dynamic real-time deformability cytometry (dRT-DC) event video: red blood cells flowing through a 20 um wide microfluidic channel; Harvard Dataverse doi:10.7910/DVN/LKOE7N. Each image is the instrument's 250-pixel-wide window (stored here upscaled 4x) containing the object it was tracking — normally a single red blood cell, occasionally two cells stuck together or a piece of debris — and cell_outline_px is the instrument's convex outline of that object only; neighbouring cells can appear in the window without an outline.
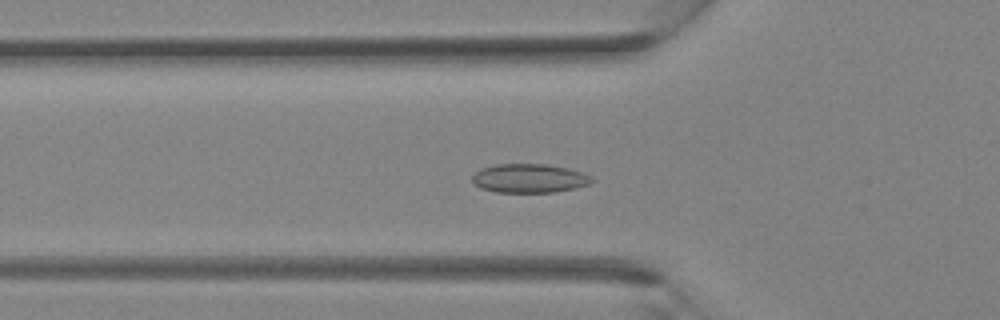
{"species": "Egyptian fruit bat (a non-hibernating species)", "species_latin": "Rousettus aegyptiacus", "temperature_condition": "room temperature", "stored_images_in_passage": 38, "camera_frame_rate_fps": 3000, "um_per_image_px": 0.085, "animal": {"sex": "female"}, "frame": {"image": 1, "passage_image": 13, "time_ms": 4.0, "image_size_px": [1000, 320], "cell_outline_px": [[596, 180], [592, 184], [556, 192], [496, 192], [480, 188], [472, 184], [472, 176], [480, 168], [496, 164], [548, 164], [568, 168], [592, 176]], "centroid_in_image_um": [45.0, 15.16], "position_along_channel_um": 80.8, "area_um2": 20.4}}
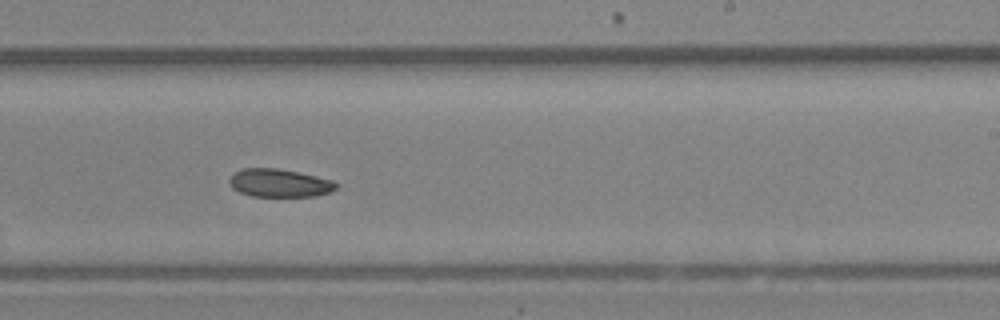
{"frame": {"image": 2, "passage_image": 23, "time_ms": 7.333, "image_size_px": [1000, 320], "cell_outline_px": [[336, 188], [332, 192], [316, 196], [252, 196], [240, 192], [232, 188], [228, 180], [236, 172], [244, 168], [276, 168], [296, 172], [332, 180], [336, 184]], "centroid_in_image_um": [23.74, 15.56], "position_along_channel_um": 265.3, "area_um2": 17.22}}
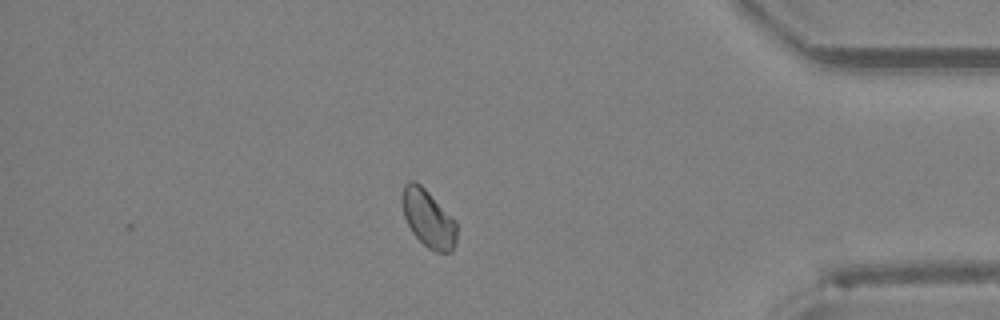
{"frame": {"image": 3, "passage_image": 32, "time_ms": 10.333, "image_size_px": [1000, 320], "cell_outline_px": [[456, 244], [452, 252], [436, 252], [428, 248], [412, 232], [404, 216], [404, 184], [408, 180], [416, 180], [456, 220]], "centroid_in_image_um": [36.45, 18.6], "position_along_channel_um": 398.8, "area_um2": 17.98}}